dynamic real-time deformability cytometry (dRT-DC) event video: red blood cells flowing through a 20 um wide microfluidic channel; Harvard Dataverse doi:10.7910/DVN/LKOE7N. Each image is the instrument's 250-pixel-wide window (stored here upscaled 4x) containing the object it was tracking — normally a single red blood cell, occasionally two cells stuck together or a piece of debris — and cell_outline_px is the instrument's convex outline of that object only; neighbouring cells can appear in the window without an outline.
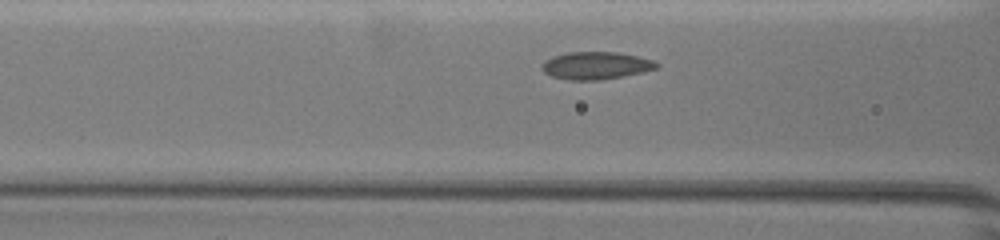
{"species": "common noctule bat (a hibernating species)", "species_latin": "Nyctalus noctula", "temperature_condition": "warm", "stored_images_in_passage": 42, "camera_frame_rate_fps": 3000, "um_per_image_px": 0.085, "animal": {"sex": "female", "body_mass_g": 19.5, "forearm_length_mm": 54.1}, "frame": {"image": 1, "passage_image": 20, "time_ms": 6.333, "image_size_px": [1000, 240], "cell_outline_px": [[660, 64], [656, 68], [640, 72], [600, 80], [568, 80], [552, 76], [544, 72], [540, 68], [544, 60], [552, 56], [568, 52], [616, 52], [636, 56], [652, 60]], "centroid_in_image_um": [50.58, 5.56], "position_along_channel_um": 116.0, "area_um2": 18.21}}
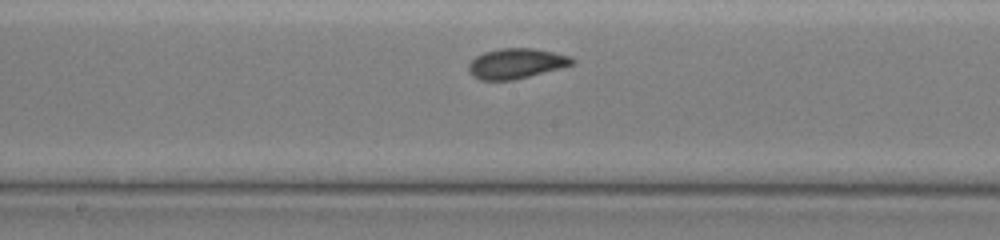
{"frame": {"image": 2, "passage_image": 27, "time_ms": 8.667, "image_size_px": [1000, 240], "cell_outline_px": [[576, 64], [512, 80], [480, 80], [472, 76], [468, 72], [468, 64], [476, 56], [484, 52], [500, 48], [532, 48], [572, 56], [576, 60]], "centroid_in_image_um": [43.87, 5.39], "position_along_channel_um": 204.3, "area_um2": 18.26}}
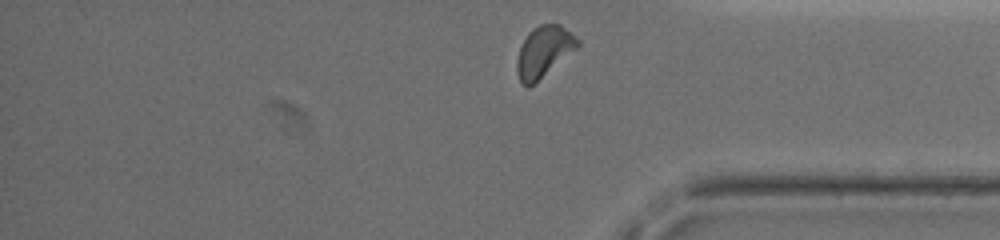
{"frame": {"image": 3, "passage_image": 42, "time_ms": 13.667, "image_size_px": [1000, 240], "cell_outline_px": [[580, 44], [576, 48], [528, 88], [520, 80], [516, 72], [516, 64], [520, 48], [528, 32], [540, 24], [560, 24], [580, 40]], "centroid_in_image_um": [46.21, 4.36], "position_along_channel_um": 389.0, "area_um2": 17.51}, "authors_computed_cell_mechanics": {"area_um2": 18.2937, "velocity_mm_per_s": 3.7912, "shape_relaxation_time_tau1_ms": 4.3534, "shape_relaxation_time_tau2_ms": 1.0908, "deformation_change_tau1": 0.098, "deformation_change_tau2": 0.0571}}